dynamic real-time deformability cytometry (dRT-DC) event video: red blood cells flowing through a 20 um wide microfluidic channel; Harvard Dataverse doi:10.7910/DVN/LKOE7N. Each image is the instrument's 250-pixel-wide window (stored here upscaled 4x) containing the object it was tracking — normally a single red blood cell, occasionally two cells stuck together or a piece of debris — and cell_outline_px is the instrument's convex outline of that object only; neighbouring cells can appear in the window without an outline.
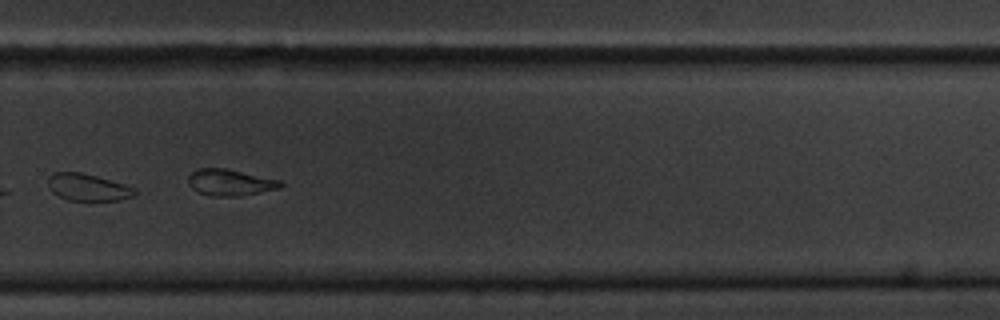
{"species": "common noctule bat (a hibernating species)", "species_latin": "Nyctalus noctula", "temperature_condition": "cold", "stored_images_in_passage": 13, "camera_frame_rate_fps": 3000, "um_per_image_px": 0.085, "animal": {"sex": "male", "body_mass_g": 20.1, "forearm_length_mm": 53.5}, "frame": {"image": 1, "passage_image": 10, "time_ms": 12.0, "image_size_px": [1000, 320], "cell_outline_px": [[136, 192], [132, 196], [116, 200], [68, 200], [52, 192], [48, 184], [48, 176], [56, 172], [80, 172], [96, 176], [124, 184], [136, 188]], "centroid_in_image_um": [7.45, 15.91], "position_along_channel_um": 322.4, "area_um2": 13.41}}
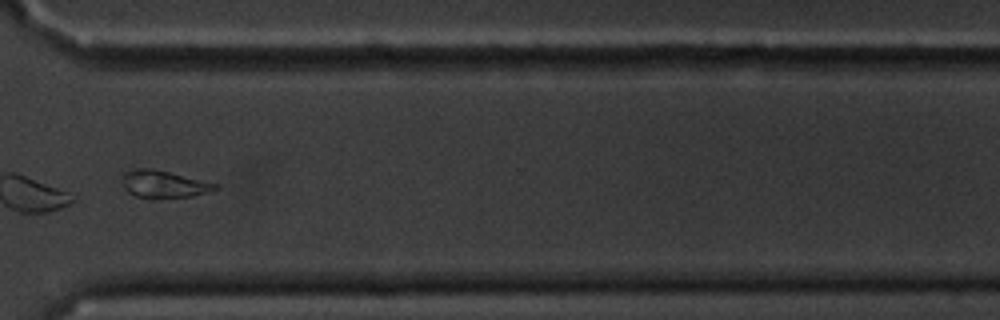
{"frame": {"image": 2, "passage_image": 11, "time_ms": 13.333, "image_size_px": [1000, 320], "cell_outline_px": [[220, 188], [192, 196], [160, 200], [136, 196], [128, 192], [124, 188], [124, 172], [136, 168], [152, 168], [216, 184]], "centroid_in_image_um": [13.89, 15.68], "position_along_channel_um": 356.7, "area_um2": 14.74}}